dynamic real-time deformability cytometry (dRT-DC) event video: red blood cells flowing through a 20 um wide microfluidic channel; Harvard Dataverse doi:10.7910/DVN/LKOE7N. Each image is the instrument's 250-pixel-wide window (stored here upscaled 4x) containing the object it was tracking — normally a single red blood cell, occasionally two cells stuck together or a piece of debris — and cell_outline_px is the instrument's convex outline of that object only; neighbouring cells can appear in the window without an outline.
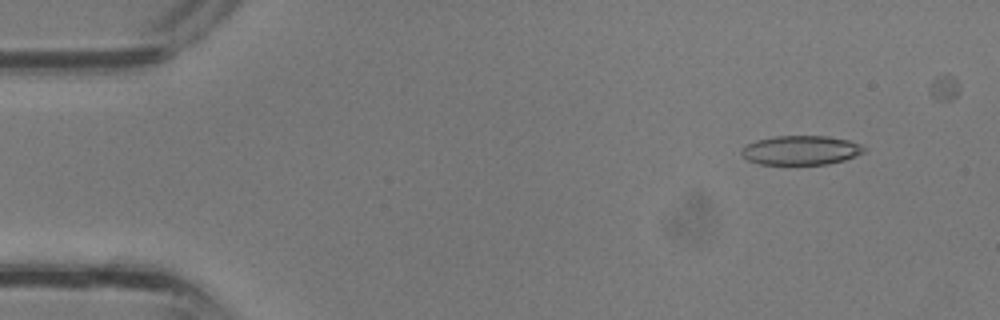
{"species": "common noctule bat (a hibernating species)", "species_latin": "Nyctalus noctula", "temperature_condition": "room temperature", "stored_images_in_passage": 34, "camera_frame_rate_fps": 3000, "um_per_image_px": 0.085, "animal": {"sex": "male", "body_mass_g": 13.3}, "frame": {"image": 1, "passage_image": 4, "time_ms": 1.0, "image_size_px": [1000, 320], "cell_outline_px": [[868, 148], [864, 152], [856, 156], [844, 160], [828, 164], [760, 164], [748, 160], [740, 156], [740, 148], [744, 144], [756, 140], [772, 136], [824, 136], [848, 140], [860, 144]], "centroid_in_image_um": [68.03, 12.77], "position_along_channel_um": 17.0, "area_um2": 21.15}}
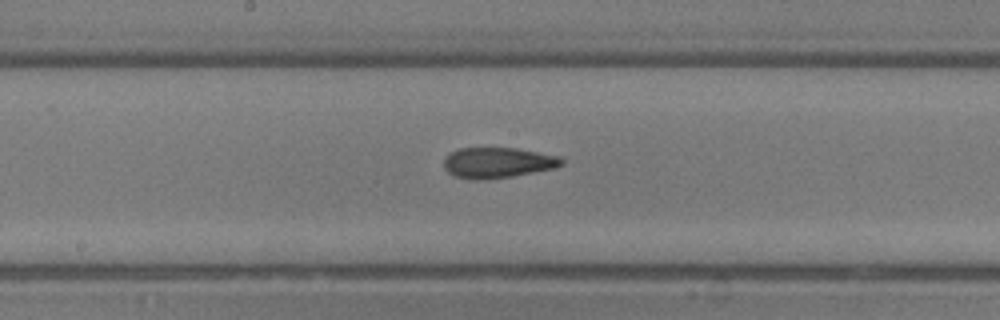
{"frame": {"image": 2, "passage_image": 19, "time_ms": 6.0, "image_size_px": [1000, 320], "cell_outline_px": [[564, 164], [556, 168], [512, 176], [480, 180], [472, 180], [452, 176], [444, 168], [444, 160], [452, 152], [460, 148], [516, 148], [560, 156], [564, 160]], "centroid_in_image_um": [42.32, 13.83], "position_along_channel_um": 205.9, "area_um2": 21.04}}
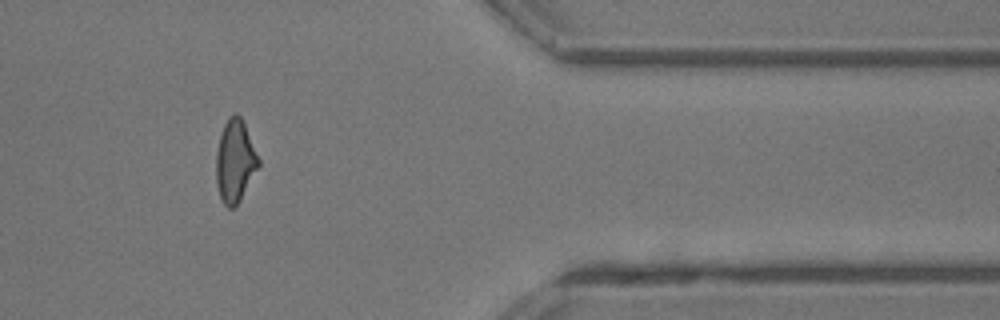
{"frame": {"image": 3, "passage_image": 30, "time_ms": 9.667, "image_size_px": [1000, 320], "cell_outline_px": [[260, 164], [240, 200], [232, 208], [228, 208], [224, 204], [220, 196], [216, 184], [216, 152], [220, 136], [224, 124], [228, 116], [232, 112], [236, 112], [240, 116], [244, 124], [260, 160]], "centroid_in_image_um": [19.96, 13.67], "position_along_channel_um": 391.4, "area_um2": 20.23}}